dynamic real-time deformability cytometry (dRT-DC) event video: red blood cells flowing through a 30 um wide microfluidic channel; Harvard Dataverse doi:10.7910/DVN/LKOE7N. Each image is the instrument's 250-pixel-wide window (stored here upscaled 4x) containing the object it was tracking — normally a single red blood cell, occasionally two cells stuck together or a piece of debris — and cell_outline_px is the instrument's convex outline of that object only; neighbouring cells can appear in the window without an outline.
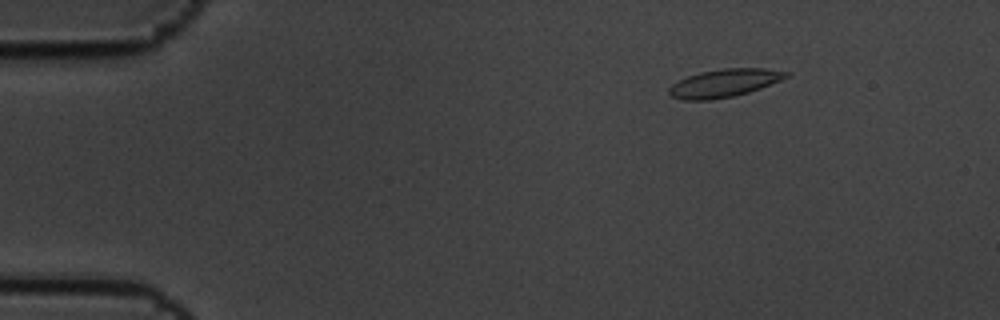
{"species": "common noctule bat (a hibernating species)", "species_latin": "Nyctalus noctula", "temperature_condition": "cold", "stored_images_in_passage": 6, "camera_frame_rate_fps": 3000, "um_per_image_px": 0.085, "animal": {"sex": "male", "body_mass_g": 19.5, "forearm_length_mm": 54.6}, "frame": {"image": 1, "passage_image": 1, "time_ms": 0.0, "image_size_px": [1000, 320], "cell_outline_px": [[792, 72], [788, 76], [780, 80], [760, 88], [748, 92], [732, 96], [712, 100], [684, 100], [672, 96], [668, 92], [668, 88], [672, 84], [688, 76], [700, 72], [724, 68], [764, 68]], "centroid_in_image_um": [61.56, 7.05], "position_along_channel_um": 23.4, "area_um2": 18.96}}
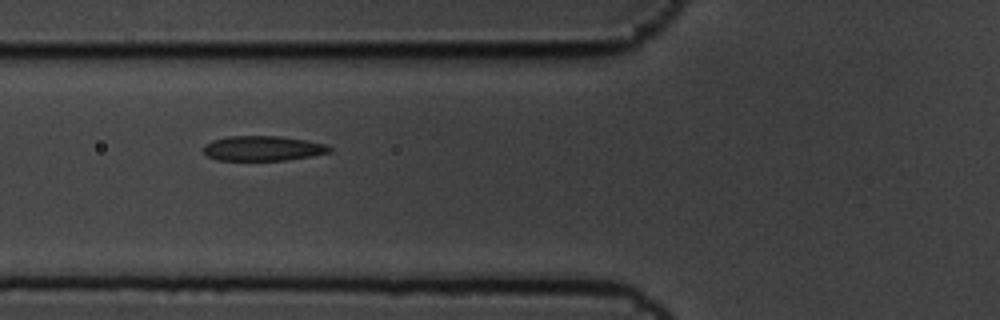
{"frame": {"image": 2, "passage_image": 5, "time_ms": 1.333, "image_size_px": [1000, 320], "cell_outline_px": [[332, 152], [312, 156], [284, 160], [216, 160], [208, 156], [204, 152], [204, 144], [212, 140], [228, 136], [280, 136], [328, 144], [332, 148]], "centroid_in_image_um": [22.36, 12.61], "position_along_channel_um": 103.4, "area_um2": 18.38}}
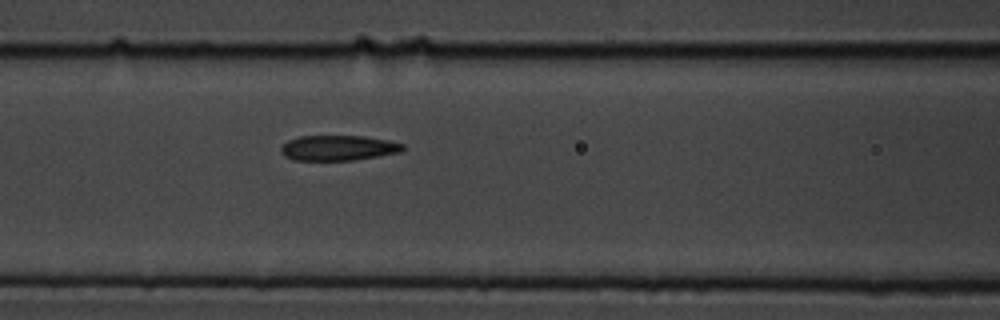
{"frame": {"image": 3, "passage_image": 6, "time_ms": 1.667, "image_size_px": [1000, 320], "cell_outline_px": [[404, 148], [400, 152], [352, 160], [292, 160], [284, 156], [280, 152], [280, 148], [288, 140], [300, 136], [364, 136], [388, 140], [404, 144]], "centroid_in_image_um": [28.72, 12.57], "position_along_channel_um": 137.9, "area_um2": 17.86}}